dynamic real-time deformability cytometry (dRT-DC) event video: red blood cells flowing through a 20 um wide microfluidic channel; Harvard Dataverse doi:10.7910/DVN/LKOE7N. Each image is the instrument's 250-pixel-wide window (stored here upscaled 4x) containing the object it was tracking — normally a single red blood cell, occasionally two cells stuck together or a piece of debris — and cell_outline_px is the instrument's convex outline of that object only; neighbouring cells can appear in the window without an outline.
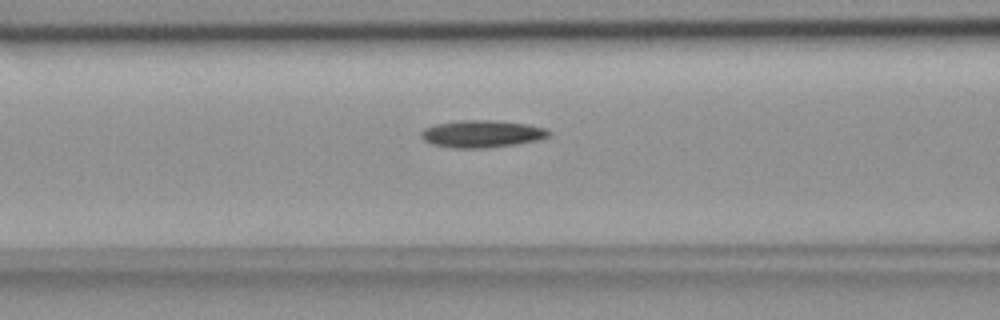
{"species": "common noctule bat (a hibernating species)", "species_latin": "Nyctalus noctula", "temperature_condition": "room temperature", "stored_images_in_passage": 37, "camera_frame_rate_fps": 3000, "um_per_image_px": 0.085, "animal": {"sex": "female", "body_mass_g": 18.4}, "frame": {"image": 1, "passage_image": 5, "time_ms": 1.333, "image_size_px": [1000, 320], "cell_outline_px": [[552, 132], [548, 136], [540, 140], [516, 144], [488, 148], [452, 148], [432, 144], [424, 140], [420, 136], [420, 132], [424, 128], [436, 124], [460, 120], [492, 120], [528, 124], [544, 128]], "centroid_in_image_um": [40.96, 11.38], "position_along_channel_um": 125.6, "area_um2": 20.4}}
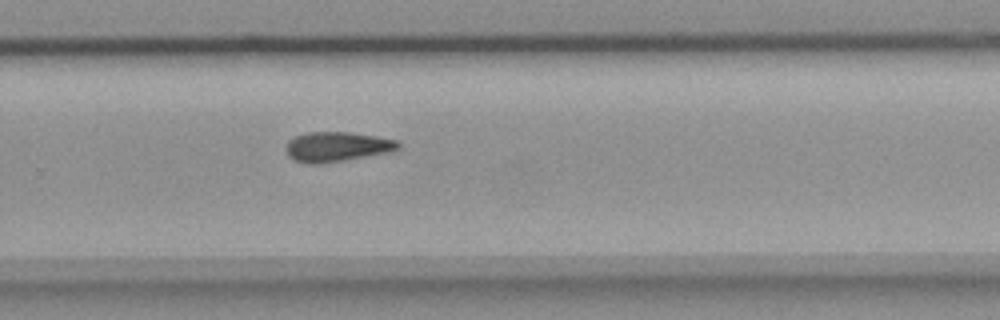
{"frame": {"image": 2, "passage_image": 19, "time_ms": 6.0, "image_size_px": [1000, 320], "cell_outline_px": [[400, 148], [392, 152], [320, 164], [308, 164], [296, 160], [288, 156], [288, 140], [296, 136], [308, 132], [348, 132], [376, 136], [396, 140], [400, 144]], "centroid_in_image_um": [28.68, 12.47], "position_along_channel_um": 301.1, "area_um2": 19.36}}
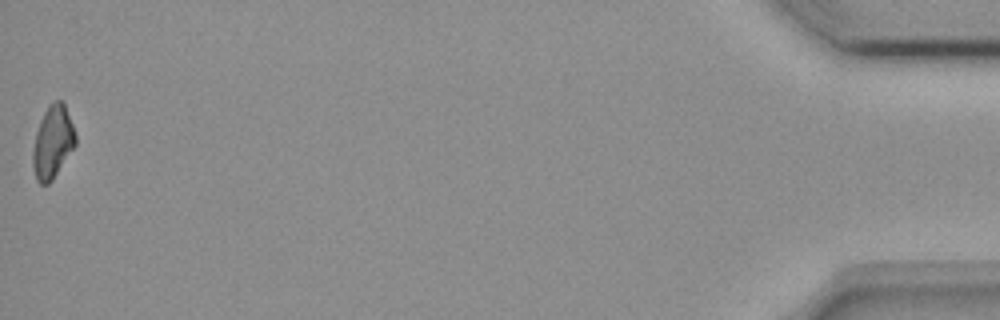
{"frame": {"image": 3, "passage_image": 37, "time_ms": 12.0, "image_size_px": [1000, 320], "cell_outline_px": [[76, 144], [52, 180], [48, 184], [40, 184], [36, 180], [32, 164], [32, 152], [36, 132], [40, 120], [48, 104], [52, 100], [64, 100], [76, 132]], "centroid_in_image_um": [4.48, 12.03], "position_along_channel_um": 430.7, "area_um2": 18.32}}